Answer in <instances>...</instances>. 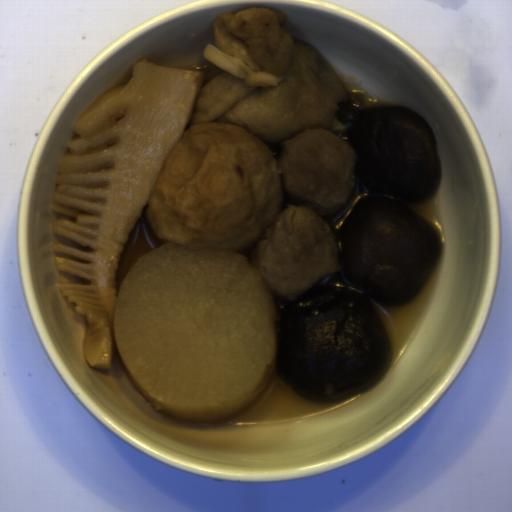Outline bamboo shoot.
Returning a JSON list of instances; mask_svg holds the SVG:
<instances>
[{"label": "bamboo shoot", "mask_w": 512, "mask_h": 512, "mask_svg": "<svg viewBox=\"0 0 512 512\" xmlns=\"http://www.w3.org/2000/svg\"><path fill=\"white\" fill-rule=\"evenodd\" d=\"M207 72L141 59L131 77L98 95L73 121L76 136L56 165L50 209L58 272L83 282L58 290L86 320L83 355L91 368L111 369L117 343V268L157 176L188 128Z\"/></svg>", "instance_id": "1"}]
</instances>
